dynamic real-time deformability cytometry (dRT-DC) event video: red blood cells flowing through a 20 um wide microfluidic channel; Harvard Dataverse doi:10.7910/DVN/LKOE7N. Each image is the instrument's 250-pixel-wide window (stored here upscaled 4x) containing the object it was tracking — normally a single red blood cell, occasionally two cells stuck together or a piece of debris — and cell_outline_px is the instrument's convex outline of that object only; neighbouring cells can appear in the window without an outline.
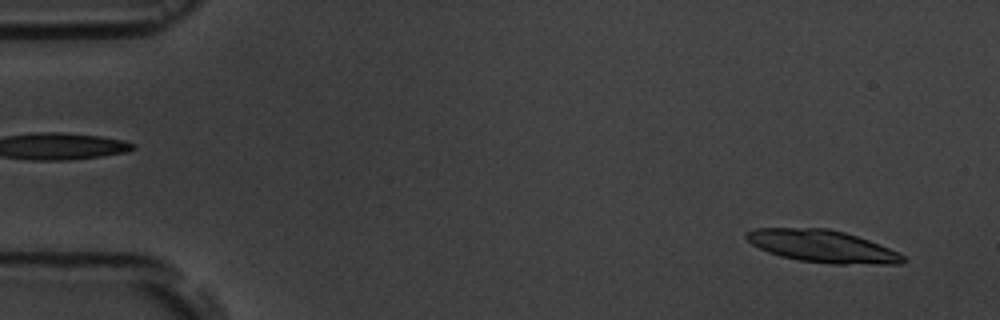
{"species": "common noctule bat (a hibernating species)", "species_latin": "Nyctalus noctula", "temperature_condition": "room temperature", "stored_images_in_passage": 6, "segment_of_instrument_passage": [2, 2], "camera_frame_rate_fps": 3000, "um_per_image_px": 0.085, "animal": {"sex": "male", "body_mass_g": 19.5, "forearm_length_mm": 54.6}, "frame": {"image": 1, "passage_image": 6, "time_ms": 6.0, "image_size_px": [1000, 320], "cell_outline_px": [[904, 260], [900, 264], [832, 264], [800, 260], [780, 256], [768, 252], [752, 244], [744, 236], [744, 232], [756, 228], [828, 228], [844, 232], [880, 244], [900, 252], [904, 256]], "centroid_in_image_um": [69.9, 20.93], "position_along_channel_um": 15.1, "area_um2": 29.48}}